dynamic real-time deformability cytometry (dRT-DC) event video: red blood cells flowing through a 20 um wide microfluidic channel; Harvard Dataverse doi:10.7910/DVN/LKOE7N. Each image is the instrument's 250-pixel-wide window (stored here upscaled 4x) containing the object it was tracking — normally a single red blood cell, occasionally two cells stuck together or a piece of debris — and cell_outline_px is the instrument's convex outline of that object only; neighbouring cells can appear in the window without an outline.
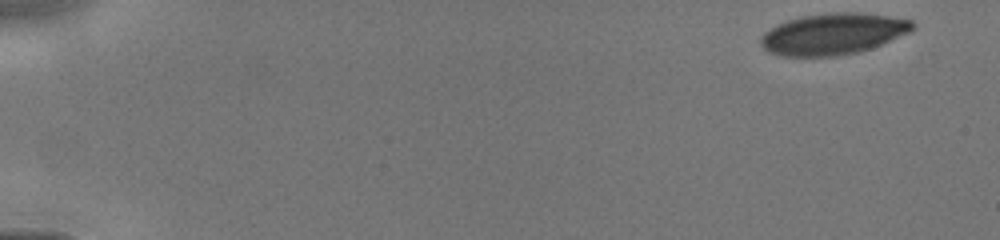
{"species": "human", "species_latin": "Homo sapiens", "temperature_condition": "cold", "stored_images_in_passage": 16, "camera_frame_rate_fps": 3000, "um_per_image_px": 0.085, "donor": {"sex": "male"}, "frame": {"image": 1, "passage_image": 1, "time_ms": 0.0, "image_size_px": [1000, 240], "cell_outline_px": [[916, 28], [908, 32], [872, 48], [856, 52], [836, 56], [780, 56], [768, 52], [760, 44], [760, 36], [764, 32], [788, 20], [800, 16], [836, 12], [856, 12], [888, 16], [912, 20], [916, 24]], "centroid_in_image_um": [70.8, 2.88], "position_along_channel_um": 14.2, "area_um2": 36.41}}
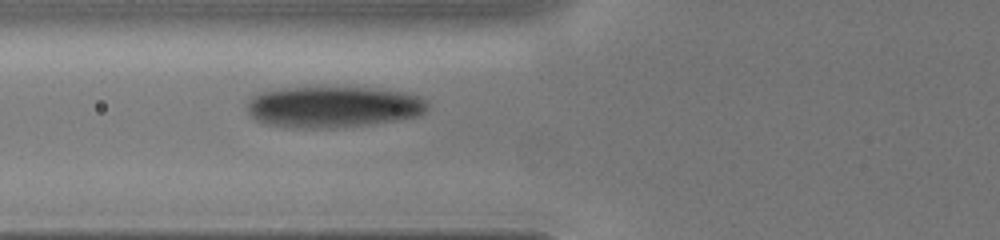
{"frame": {"image": 2, "passage_image": 12, "time_ms": 5.333, "image_size_px": [1000, 240], "cell_outline_px": [[428, 108], [424, 112], [416, 116], [396, 120], [368, 124], [336, 128], [292, 128], [268, 124], [256, 120], [248, 112], [248, 100], [252, 96], [260, 92], [284, 88], [368, 88], [404, 92], [416, 96], [424, 100], [428, 104]], "centroid_in_image_um": [28.28, 9.1], "position_along_channel_um": 97.5, "area_um2": 43.0}}
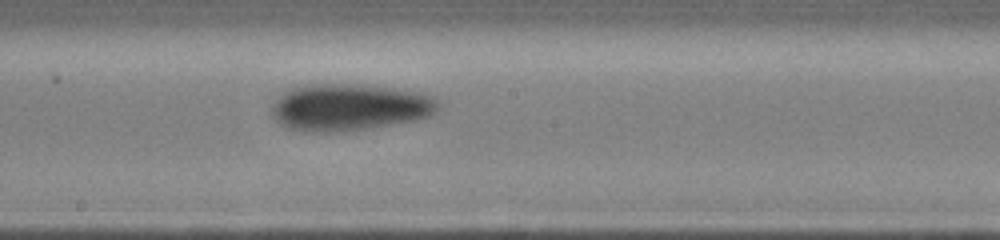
{"frame": {"image": 3, "passage_image": 16, "time_ms": 8.0, "image_size_px": [1000, 240], "cell_outline_px": [[440, 104], [436, 112], [428, 116], [412, 120], [388, 124], [360, 128], [324, 132], [316, 132], [288, 128], [280, 124], [272, 116], [272, 104], [276, 96], [292, 88], [308, 84], [356, 84], [392, 88], [424, 92], [432, 96]], "centroid_in_image_um": [29.66, 9.08], "position_along_channel_um": 218.5, "area_um2": 44.97}}